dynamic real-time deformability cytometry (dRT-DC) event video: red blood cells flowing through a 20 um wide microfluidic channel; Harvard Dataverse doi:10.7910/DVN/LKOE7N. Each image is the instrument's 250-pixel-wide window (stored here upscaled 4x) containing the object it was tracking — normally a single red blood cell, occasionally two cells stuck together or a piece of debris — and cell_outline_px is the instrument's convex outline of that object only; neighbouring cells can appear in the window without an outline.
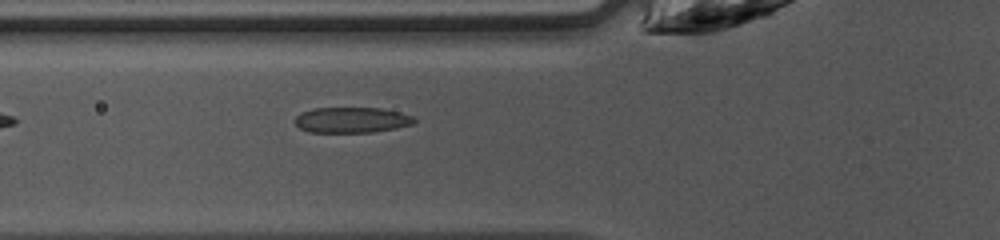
{"species": "common noctule bat (a hibernating species)", "species_latin": "Nyctalus noctula", "temperature_condition": "warm", "stored_images_in_passage": 36, "camera_frame_rate_fps": 3000, "um_per_image_px": 0.085, "animal": {"sex": "female", "body_mass_g": 10.0, "forearm_length_mm": 53.1}, "frame": {"image": 1, "passage_image": 6, "time_ms": 1.667, "image_size_px": [1000, 240], "cell_outline_px": [[416, 120], [412, 124], [396, 128], [372, 132], [308, 132], [300, 128], [296, 124], [296, 116], [300, 112], [312, 108], [380, 108], [400, 112], [412, 116]], "centroid_in_image_um": [29.87, 10.19], "position_along_channel_um": 95.9, "area_um2": 17.74}}
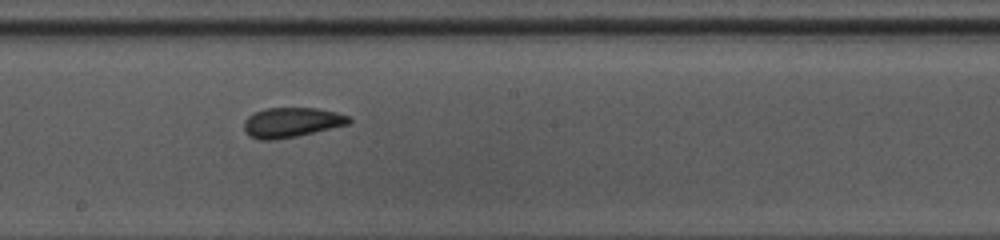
{"frame": {"image": 2, "passage_image": 15, "time_ms": 4.667, "image_size_px": [1000, 240], "cell_outline_px": [[352, 120], [348, 124], [296, 136], [272, 140], [260, 140], [248, 136], [244, 132], [244, 120], [252, 112], [264, 108], [316, 108], [336, 112], [348, 116]], "centroid_in_image_um": [24.71, 10.4], "position_along_channel_um": 223.5, "area_um2": 18.26}}
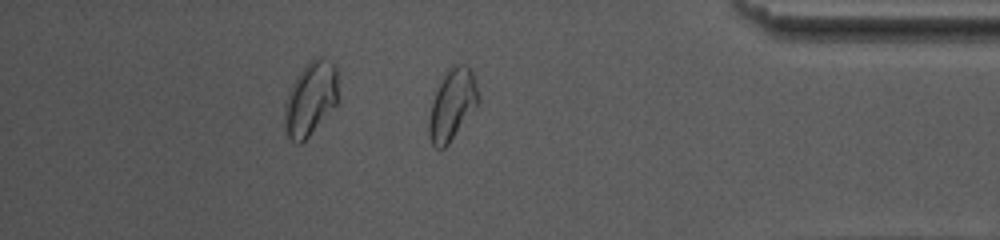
{"frame": {"image": 3, "passage_image": 29, "time_ms": 9.333, "image_size_px": [1000, 240], "cell_outline_px": [[480, 100], [448, 144], [444, 148], [436, 148], [432, 144], [428, 136], [428, 120], [432, 100], [448, 68], [456, 64], [468, 64], [472, 72], [480, 96]], "centroid_in_image_um": [38.43, 8.88], "position_along_channel_um": 396.8, "area_um2": 20.17}, "authors_computed_cell_mechanics": {"area_um2": 18.2648, "velocity_mm_per_s": 4.2225, "shape_relaxation_time_tau1_ms": 3.7011, "shape_relaxation_time_tau2_ms": 1.727, "deformation_change_tau1": 0.1298, "deformation_change_tau2": 0.053}}